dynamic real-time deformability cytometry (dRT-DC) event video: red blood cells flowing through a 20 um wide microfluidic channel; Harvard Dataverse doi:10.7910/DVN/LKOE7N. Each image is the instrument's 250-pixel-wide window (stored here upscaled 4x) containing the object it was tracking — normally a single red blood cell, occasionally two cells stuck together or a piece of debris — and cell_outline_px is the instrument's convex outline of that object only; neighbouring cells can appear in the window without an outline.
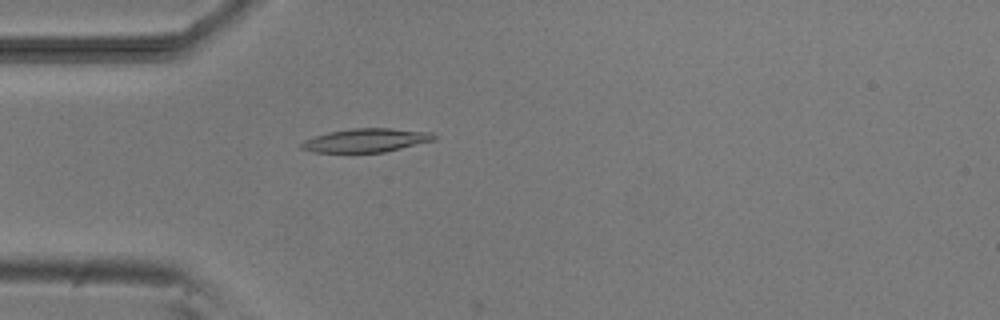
{"species": "common noctule bat (a hibernating species)", "species_latin": "Nyctalus noctula", "temperature_condition": "room temperature", "stored_images_in_passage": 4, "camera_frame_rate_fps": 3000, "um_per_image_px": 0.085, "animal": {"sex": "male", "body_mass_g": 20.5, "forearm_length_mm": 52.5}, "frame": {"image": 1, "passage_image": 4, "time_ms": 4.333, "image_size_px": [1000, 320], "cell_outline_px": [[440, 136], [436, 140], [384, 152], [312, 152], [300, 148], [300, 144], [304, 140], [328, 132], [352, 128], [392, 128], [432, 132]], "centroid_in_image_um": [31.17, 11.92], "position_along_channel_um": 53.8, "area_um2": 18.38}}